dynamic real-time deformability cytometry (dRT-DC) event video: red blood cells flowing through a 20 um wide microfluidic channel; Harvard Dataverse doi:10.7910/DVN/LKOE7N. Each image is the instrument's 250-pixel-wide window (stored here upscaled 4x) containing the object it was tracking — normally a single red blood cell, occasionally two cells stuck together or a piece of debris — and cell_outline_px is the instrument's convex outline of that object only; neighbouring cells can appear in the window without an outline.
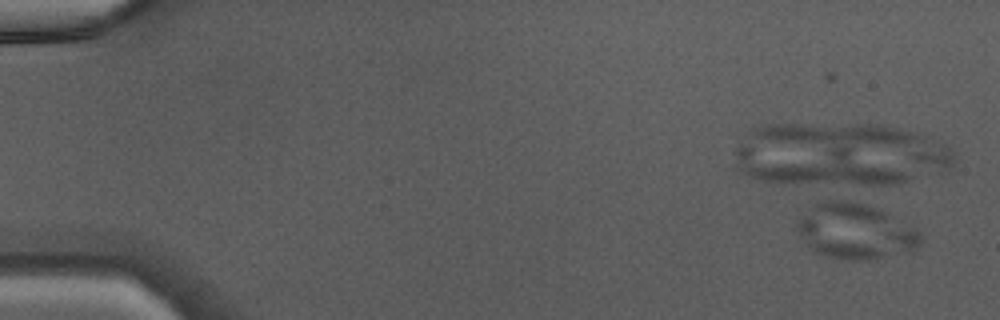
{"species": "Egyptian fruit bat (a non-hibernating species)", "species_latin": "Rousettus aegyptiacus", "temperature_condition": "warm", "stored_images_in_passage": 11, "camera_frame_rate_fps": 3000, "um_per_image_px": 0.085, "animal": {"sex": "male"}, "frame": {"image": 1, "passage_image": 1, "time_ms": 0.0, "image_size_px": [1000, 320], "cell_outline_px": [[924, 236], [920, 244], [912, 252], [868, 260], [840, 260], [816, 252], [808, 248], [796, 228], [796, 224], [816, 204], [824, 200], [844, 196], [884, 212], [912, 224]], "centroid_in_image_um": [72.76, 19.66], "position_along_channel_um": 12.2, "area_um2": 40.52}}